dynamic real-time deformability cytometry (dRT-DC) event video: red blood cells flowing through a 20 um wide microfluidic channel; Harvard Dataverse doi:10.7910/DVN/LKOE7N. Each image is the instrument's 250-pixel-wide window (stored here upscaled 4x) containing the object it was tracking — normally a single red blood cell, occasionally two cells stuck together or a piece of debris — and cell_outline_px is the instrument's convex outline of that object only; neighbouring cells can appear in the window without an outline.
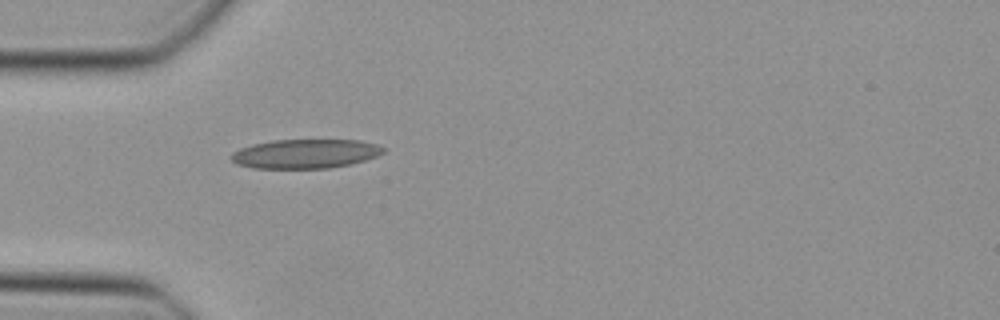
{"species": "Egyptian fruit bat (a non-hibernating species)", "species_latin": "Rousettus aegyptiacus", "temperature_condition": "cold", "stored_images_in_passage": 28, "camera_frame_rate_fps": 3000, "um_per_image_px": 0.085, "animal": {"sex": "female"}, "frame": {"image": 1, "passage_image": 1, "time_ms": 0.0, "image_size_px": [1000, 320], "cell_outline_px": [[384, 152], [376, 156], [352, 164], [328, 168], [252, 168], [236, 164], [232, 160], [232, 152], [240, 148], [252, 144], [272, 140], [360, 140], [376, 144], [384, 148]], "centroid_in_image_um": [25.94, 13.07], "position_along_channel_um": 59.1, "area_um2": 25.84}}
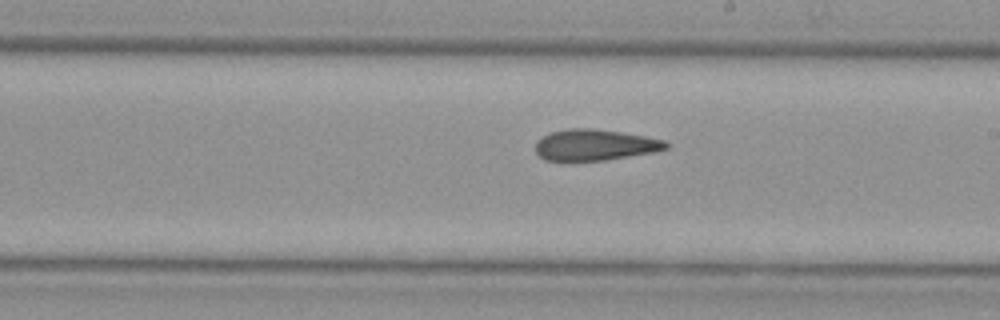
{"frame": {"image": 2, "passage_image": 14, "time_ms": 4.333, "image_size_px": [1000, 320], "cell_outline_px": [[668, 148], [652, 152], [604, 160], [544, 160], [536, 152], [536, 144], [544, 136], [552, 132], [568, 128], [596, 128], [644, 136], [664, 140], [668, 144]], "centroid_in_image_um": [50.56, 12.31], "position_along_channel_um": 238.4, "area_um2": 23.24}}
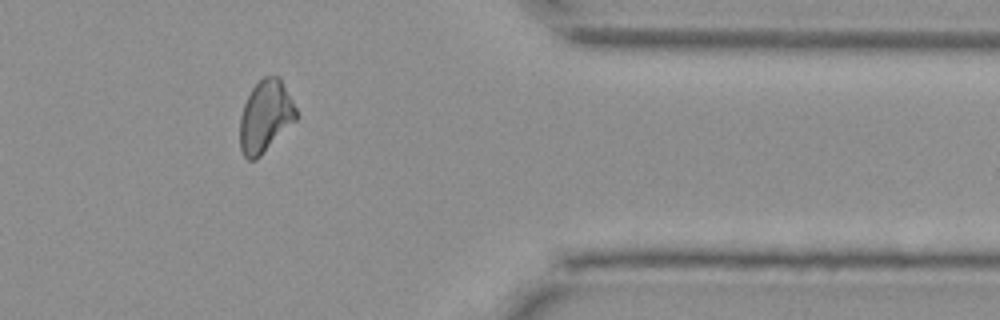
{"frame": {"image": 3, "passage_image": 26, "time_ms": 8.333, "image_size_px": [1000, 320], "cell_outline_px": [[296, 120], [256, 160], [248, 160], [244, 156], [240, 148], [240, 116], [244, 104], [252, 88], [264, 76], [280, 76], [296, 108]], "centroid_in_image_um": [22.55, 9.89], "position_along_channel_um": 388.9, "area_um2": 23.41}}